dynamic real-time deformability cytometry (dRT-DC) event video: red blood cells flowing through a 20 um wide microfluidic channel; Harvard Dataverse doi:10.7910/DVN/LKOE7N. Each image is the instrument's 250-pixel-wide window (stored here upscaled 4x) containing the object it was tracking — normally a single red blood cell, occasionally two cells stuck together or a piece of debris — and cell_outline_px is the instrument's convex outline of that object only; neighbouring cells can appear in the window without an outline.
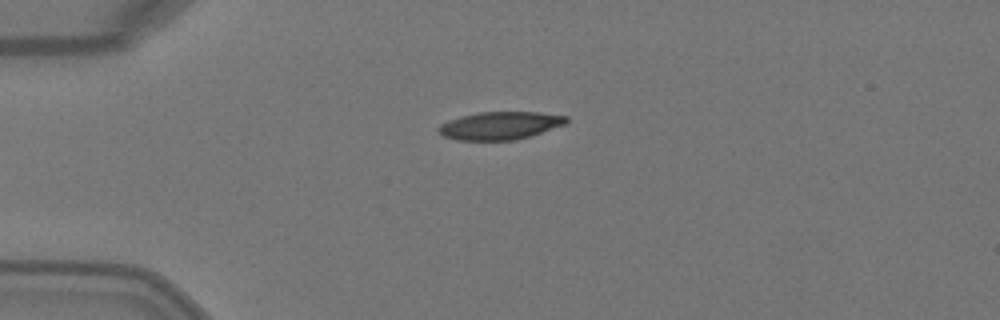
{"species": "Egyptian fruit bat (a non-hibernating species)", "species_latin": "Rousettus aegyptiacus", "temperature_condition": "warm", "stored_images_in_passage": 5, "camera_frame_rate_fps": 3000, "um_per_image_px": 0.085, "animal": {"sex": "female"}, "frame": {"image": 1, "passage_image": 5, "time_ms": 1.333, "image_size_px": [1000, 320], "cell_outline_px": [[568, 124], [528, 136], [512, 140], [456, 140], [444, 136], [436, 128], [440, 124], [448, 120], [460, 116], [480, 112], [536, 112], [568, 116]], "centroid_in_image_um": [42.5, 10.67], "position_along_channel_um": 42.5, "area_um2": 20.69}}